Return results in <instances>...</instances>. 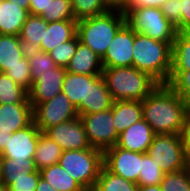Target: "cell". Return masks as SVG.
<instances>
[{
  "instance_id": "ab89813d",
  "label": "cell",
  "mask_w": 190,
  "mask_h": 191,
  "mask_svg": "<svg viewBox=\"0 0 190 191\" xmlns=\"http://www.w3.org/2000/svg\"><path fill=\"white\" fill-rule=\"evenodd\" d=\"M181 0H167L160 8L166 19L172 23L177 32H181Z\"/></svg>"
},
{
  "instance_id": "30bf717a",
  "label": "cell",
  "mask_w": 190,
  "mask_h": 191,
  "mask_svg": "<svg viewBox=\"0 0 190 191\" xmlns=\"http://www.w3.org/2000/svg\"><path fill=\"white\" fill-rule=\"evenodd\" d=\"M103 166L113 174L138 184L141 153L113 146L103 152Z\"/></svg>"
},
{
  "instance_id": "ee69618b",
  "label": "cell",
  "mask_w": 190,
  "mask_h": 191,
  "mask_svg": "<svg viewBox=\"0 0 190 191\" xmlns=\"http://www.w3.org/2000/svg\"><path fill=\"white\" fill-rule=\"evenodd\" d=\"M167 0H131L128 9H138L141 7L161 8Z\"/></svg>"
},
{
  "instance_id": "ba28073f",
  "label": "cell",
  "mask_w": 190,
  "mask_h": 191,
  "mask_svg": "<svg viewBox=\"0 0 190 191\" xmlns=\"http://www.w3.org/2000/svg\"><path fill=\"white\" fill-rule=\"evenodd\" d=\"M91 147L102 152L116 145L119 135L113 123L112 108L79 116Z\"/></svg>"
},
{
  "instance_id": "681fc988",
  "label": "cell",
  "mask_w": 190,
  "mask_h": 191,
  "mask_svg": "<svg viewBox=\"0 0 190 191\" xmlns=\"http://www.w3.org/2000/svg\"><path fill=\"white\" fill-rule=\"evenodd\" d=\"M138 191H162L160 185L138 186Z\"/></svg>"
},
{
  "instance_id": "1f68e13d",
  "label": "cell",
  "mask_w": 190,
  "mask_h": 191,
  "mask_svg": "<svg viewBox=\"0 0 190 191\" xmlns=\"http://www.w3.org/2000/svg\"><path fill=\"white\" fill-rule=\"evenodd\" d=\"M2 177L1 178H20L28 173L37 171L33 159L16 161L15 159L2 157Z\"/></svg>"
},
{
  "instance_id": "6da1fadb",
  "label": "cell",
  "mask_w": 190,
  "mask_h": 191,
  "mask_svg": "<svg viewBox=\"0 0 190 191\" xmlns=\"http://www.w3.org/2000/svg\"><path fill=\"white\" fill-rule=\"evenodd\" d=\"M141 104L155 134L183 135L190 106L168 84H158Z\"/></svg>"
},
{
  "instance_id": "52a82bcc",
  "label": "cell",
  "mask_w": 190,
  "mask_h": 191,
  "mask_svg": "<svg viewBox=\"0 0 190 191\" xmlns=\"http://www.w3.org/2000/svg\"><path fill=\"white\" fill-rule=\"evenodd\" d=\"M146 153L165 173H175L189 166L183 135L156 134Z\"/></svg>"
},
{
  "instance_id": "ac0fdd59",
  "label": "cell",
  "mask_w": 190,
  "mask_h": 191,
  "mask_svg": "<svg viewBox=\"0 0 190 191\" xmlns=\"http://www.w3.org/2000/svg\"><path fill=\"white\" fill-rule=\"evenodd\" d=\"M66 71L74 74L101 75L103 71L101 57L79 42Z\"/></svg>"
},
{
  "instance_id": "74e56055",
  "label": "cell",
  "mask_w": 190,
  "mask_h": 191,
  "mask_svg": "<svg viewBox=\"0 0 190 191\" xmlns=\"http://www.w3.org/2000/svg\"><path fill=\"white\" fill-rule=\"evenodd\" d=\"M168 85L190 106V70L171 71Z\"/></svg>"
},
{
  "instance_id": "603a6c76",
  "label": "cell",
  "mask_w": 190,
  "mask_h": 191,
  "mask_svg": "<svg viewBox=\"0 0 190 191\" xmlns=\"http://www.w3.org/2000/svg\"><path fill=\"white\" fill-rule=\"evenodd\" d=\"M113 102L102 75H97L88 83L87 114L111 109Z\"/></svg>"
},
{
  "instance_id": "5b68a950",
  "label": "cell",
  "mask_w": 190,
  "mask_h": 191,
  "mask_svg": "<svg viewBox=\"0 0 190 191\" xmlns=\"http://www.w3.org/2000/svg\"><path fill=\"white\" fill-rule=\"evenodd\" d=\"M60 166L84 189L95 187L103 166V152L93 147L65 150L59 159Z\"/></svg>"
},
{
  "instance_id": "e575fe53",
  "label": "cell",
  "mask_w": 190,
  "mask_h": 191,
  "mask_svg": "<svg viewBox=\"0 0 190 191\" xmlns=\"http://www.w3.org/2000/svg\"><path fill=\"white\" fill-rule=\"evenodd\" d=\"M42 18L48 23L63 20H76L72 10L71 0H52Z\"/></svg>"
},
{
  "instance_id": "2e32d148",
  "label": "cell",
  "mask_w": 190,
  "mask_h": 191,
  "mask_svg": "<svg viewBox=\"0 0 190 191\" xmlns=\"http://www.w3.org/2000/svg\"><path fill=\"white\" fill-rule=\"evenodd\" d=\"M97 75L74 74L66 72L62 93H64L70 102L76 107L78 116L87 114V93L88 83Z\"/></svg>"
},
{
  "instance_id": "c3c4849f",
  "label": "cell",
  "mask_w": 190,
  "mask_h": 191,
  "mask_svg": "<svg viewBox=\"0 0 190 191\" xmlns=\"http://www.w3.org/2000/svg\"><path fill=\"white\" fill-rule=\"evenodd\" d=\"M11 3L19 5L21 8H24L29 11L30 0H8Z\"/></svg>"
},
{
  "instance_id": "d6986e66",
  "label": "cell",
  "mask_w": 190,
  "mask_h": 191,
  "mask_svg": "<svg viewBox=\"0 0 190 191\" xmlns=\"http://www.w3.org/2000/svg\"><path fill=\"white\" fill-rule=\"evenodd\" d=\"M77 34V20H63L48 23L44 30L39 50L49 53L61 43L71 40Z\"/></svg>"
},
{
  "instance_id": "277c9868",
  "label": "cell",
  "mask_w": 190,
  "mask_h": 191,
  "mask_svg": "<svg viewBox=\"0 0 190 191\" xmlns=\"http://www.w3.org/2000/svg\"><path fill=\"white\" fill-rule=\"evenodd\" d=\"M126 23L125 14L107 12L77 21L79 41L103 57L118 30Z\"/></svg>"
},
{
  "instance_id": "7402d4cb",
  "label": "cell",
  "mask_w": 190,
  "mask_h": 191,
  "mask_svg": "<svg viewBox=\"0 0 190 191\" xmlns=\"http://www.w3.org/2000/svg\"><path fill=\"white\" fill-rule=\"evenodd\" d=\"M26 53L19 36L0 34V72L6 73L10 67L23 64Z\"/></svg>"
},
{
  "instance_id": "f35d334b",
  "label": "cell",
  "mask_w": 190,
  "mask_h": 191,
  "mask_svg": "<svg viewBox=\"0 0 190 191\" xmlns=\"http://www.w3.org/2000/svg\"><path fill=\"white\" fill-rule=\"evenodd\" d=\"M6 74L18 85L29 91L32 87L31 67L27 54L23 57V64L10 67Z\"/></svg>"
},
{
  "instance_id": "f546056e",
  "label": "cell",
  "mask_w": 190,
  "mask_h": 191,
  "mask_svg": "<svg viewBox=\"0 0 190 191\" xmlns=\"http://www.w3.org/2000/svg\"><path fill=\"white\" fill-rule=\"evenodd\" d=\"M165 172L157 166L147 153H141V170L139 172L138 186L159 185Z\"/></svg>"
},
{
  "instance_id": "484cf974",
  "label": "cell",
  "mask_w": 190,
  "mask_h": 191,
  "mask_svg": "<svg viewBox=\"0 0 190 191\" xmlns=\"http://www.w3.org/2000/svg\"><path fill=\"white\" fill-rule=\"evenodd\" d=\"M40 175L57 191H84V188L59 163L41 169Z\"/></svg>"
},
{
  "instance_id": "9a60e30c",
  "label": "cell",
  "mask_w": 190,
  "mask_h": 191,
  "mask_svg": "<svg viewBox=\"0 0 190 191\" xmlns=\"http://www.w3.org/2000/svg\"><path fill=\"white\" fill-rule=\"evenodd\" d=\"M155 135L151 126L141 119L119 135L116 146L132 152L146 153Z\"/></svg>"
},
{
  "instance_id": "4316f807",
  "label": "cell",
  "mask_w": 190,
  "mask_h": 191,
  "mask_svg": "<svg viewBox=\"0 0 190 191\" xmlns=\"http://www.w3.org/2000/svg\"><path fill=\"white\" fill-rule=\"evenodd\" d=\"M190 70V31L177 32L172 45L171 71Z\"/></svg>"
},
{
  "instance_id": "8992f818",
  "label": "cell",
  "mask_w": 190,
  "mask_h": 191,
  "mask_svg": "<svg viewBox=\"0 0 190 191\" xmlns=\"http://www.w3.org/2000/svg\"><path fill=\"white\" fill-rule=\"evenodd\" d=\"M125 17L126 23L136 33L173 45L177 34L176 27L166 19L160 8L128 9Z\"/></svg>"
},
{
  "instance_id": "7a4b0ae2",
  "label": "cell",
  "mask_w": 190,
  "mask_h": 191,
  "mask_svg": "<svg viewBox=\"0 0 190 191\" xmlns=\"http://www.w3.org/2000/svg\"><path fill=\"white\" fill-rule=\"evenodd\" d=\"M101 75L114 101H142L159 84L134 66L103 67Z\"/></svg>"
},
{
  "instance_id": "d590c367",
  "label": "cell",
  "mask_w": 190,
  "mask_h": 191,
  "mask_svg": "<svg viewBox=\"0 0 190 191\" xmlns=\"http://www.w3.org/2000/svg\"><path fill=\"white\" fill-rule=\"evenodd\" d=\"M79 42V38L76 34L71 40L61 43L58 47L53 48V50L49 52V55L57 66L66 68L70 63L72 56L75 54Z\"/></svg>"
},
{
  "instance_id": "f907efd6",
  "label": "cell",
  "mask_w": 190,
  "mask_h": 191,
  "mask_svg": "<svg viewBox=\"0 0 190 191\" xmlns=\"http://www.w3.org/2000/svg\"><path fill=\"white\" fill-rule=\"evenodd\" d=\"M0 191H8L7 186L0 181Z\"/></svg>"
},
{
  "instance_id": "816d5d0a",
  "label": "cell",
  "mask_w": 190,
  "mask_h": 191,
  "mask_svg": "<svg viewBox=\"0 0 190 191\" xmlns=\"http://www.w3.org/2000/svg\"><path fill=\"white\" fill-rule=\"evenodd\" d=\"M84 191H99V190L96 189L95 187H89L87 189H84Z\"/></svg>"
},
{
  "instance_id": "83f0119b",
  "label": "cell",
  "mask_w": 190,
  "mask_h": 191,
  "mask_svg": "<svg viewBox=\"0 0 190 191\" xmlns=\"http://www.w3.org/2000/svg\"><path fill=\"white\" fill-rule=\"evenodd\" d=\"M30 103L28 91L0 72V104Z\"/></svg>"
},
{
  "instance_id": "8d00e7d4",
  "label": "cell",
  "mask_w": 190,
  "mask_h": 191,
  "mask_svg": "<svg viewBox=\"0 0 190 191\" xmlns=\"http://www.w3.org/2000/svg\"><path fill=\"white\" fill-rule=\"evenodd\" d=\"M40 177V171L37 170L20 178H1V182L7 186L8 191H36Z\"/></svg>"
},
{
  "instance_id": "7dc6e473",
  "label": "cell",
  "mask_w": 190,
  "mask_h": 191,
  "mask_svg": "<svg viewBox=\"0 0 190 191\" xmlns=\"http://www.w3.org/2000/svg\"><path fill=\"white\" fill-rule=\"evenodd\" d=\"M36 191H57V190L54 187H52L47 181H45L40 177L36 187Z\"/></svg>"
},
{
  "instance_id": "ffe728a7",
  "label": "cell",
  "mask_w": 190,
  "mask_h": 191,
  "mask_svg": "<svg viewBox=\"0 0 190 191\" xmlns=\"http://www.w3.org/2000/svg\"><path fill=\"white\" fill-rule=\"evenodd\" d=\"M113 123L120 135L129 126L143 119L141 101H114L112 105Z\"/></svg>"
},
{
  "instance_id": "3957f363",
  "label": "cell",
  "mask_w": 190,
  "mask_h": 191,
  "mask_svg": "<svg viewBox=\"0 0 190 191\" xmlns=\"http://www.w3.org/2000/svg\"><path fill=\"white\" fill-rule=\"evenodd\" d=\"M133 66L148 73L159 84H168L172 69V46L135 32Z\"/></svg>"
},
{
  "instance_id": "5bb4252c",
  "label": "cell",
  "mask_w": 190,
  "mask_h": 191,
  "mask_svg": "<svg viewBox=\"0 0 190 191\" xmlns=\"http://www.w3.org/2000/svg\"><path fill=\"white\" fill-rule=\"evenodd\" d=\"M66 72V68L57 66L52 71L40 74L28 91V100L31 105H38L62 93Z\"/></svg>"
},
{
  "instance_id": "d4e9b609",
  "label": "cell",
  "mask_w": 190,
  "mask_h": 191,
  "mask_svg": "<svg viewBox=\"0 0 190 191\" xmlns=\"http://www.w3.org/2000/svg\"><path fill=\"white\" fill-rule=\"evenodd\" d=\"M61 147L43 132H40L33 161L37 170L57 164L62 155Z\"/></svg>"
},
{
  "instance_id": "d6a6232c",
  "label": "cell",
  "mask_w": 190,
  "mask_h": 191,
  "mask_svg": "<svg viewBox=\"0 0 190 191\" xmlns=\"http://www.w3.org/2000/svg\"><path fill=\"white\" fill-rule=\"evenodd\" d=\"M159 185L162 191H190V166L175 173H165Z\"/></svg>"
},
{
  "instance_id": "44dd1931",
  "label": "cell",
  "mask_w": 190,
  "mask_h": 191,
  "mask_svg": "<svg viewBox=\"0 0 190 191\" xmlns=\"http://www.w3.org/2000/svg\"><path fill=\"white\" fill-rule=\"evenodd\" d=\"M28 15V10L8 0H2L0 3V34L19 36Z\"/></svg>"
},
{
  "instance_id": "4fadbf2b",
  "label": "cell",
  "mask_w": 190,
  "mask_h": 191,
  "mask_svg": "<svg viewBox=\"0 0 190 191\" xmlns=\"http://www.w3.org/2000/svg\"><path fill=\"white\" fill-rule=\"evenodd\" d=\"M39 135L40 130L34 122L23 129L13 132L6 147L0 153L1 157L15 159L16 161L33 159Z\"/></svg>"
},
{
  "instance_id": "7bdbcfd3",
  "label": "cell",
  "mask_w": 190,
  "mask_h": 191,
  "mask_svg": "<svg viewBox=\"0 0 190 191\" xmlns=\"http://www.w3.org/2000/svg\"><path fill=\"white\" fill-rule=\"evenodd\" d=\"M52 0H30L29 14L43 16Z\"/></svg>"
},
{
  "instance_id": "cb8c5ba5",
  "label": "cell",
  "mask_w": 190,
  "mask_h": 191,
  "mask_svg": "<svg viewBox=\"0 0 190 191\" xmlns=\"http://www.w3.org/2000/svg\"><path fill=\"white\" fill-rule=\"evenodd\" d=\"M47 26L48 22L42 16L28 15L19 34V38L27 52L39 49L41 40H43L44 30Z\"/></svg>"
},
{
  "instance_id": "f1b7e54d",
  "label": "cell",
  "mask_w": 190,
  "mask_h": 191,
  "mask_svg": "<svg viewBox=\"0 0 190 191\" xmlns=\"http://www.w3.org/2000/svg\"><path fill=\"white\" fill-rule=\"evenodd\" d=\"M95 188L99 191H138V184L113 174L102 166Z\"/></svg>"
},
{
  "instance_id": "60d3db41",
  "label": "cell",
  "mask_w": 190,
  "mask_h": 191,
  "mask_svg": "<svg viewBox=\"0 0 190 191\" xmlns=\"http://www.w3.org/2000/svg\"><path fill=\"white\" fill-rule=\"evenodd\" d=\"M108 12H120L125 14L129 8L131 0H102Z\"/></svg>"
},
{
  "instance_id": "4dcf8cb0",
  "label": "cell",
  "mask_w": 190,
  "mask_h": 191,
  "mask_svg": "<svg viewBox=\"0 0 190 191\" xmlns=\"http://www.w3.org/2000/svg\"><path fill=\"white\" fill-rule=\"evenodd\" d=\"M26 54L31 67L32 82L40 77V74L46 71H52L55 67H57L49 53L42 50H32L28 51Z\"/></svg>"
},
{
  "instance_id": "bcb514c9",
  "label": "cell",
  "mask_w": 190,
  "mask_h": 191,
  "mask_svg": "<svg viewBox=\"0 0 190 191\" xmlns=\"http://www.w3.org/2000/svg\"><path fill=\"white\" fill-rule=\"evenodd\" d=\"M11 135H12L11 131L0 130V153L6 147V144L9 141V138L11 137Z\"/></svg>"
},
{
  "instance_id": "f5cc1de1",
  "label": "cell",
  "mask_w": 190,
  "mask_h": 191,
  "mask_svg": "<svg viewBox=\"0 0 190 191\" xmlns=\"http://www.w3.org/2000/svg\"><path fill=\"white\" fill-rule=\"evenodd\" d=\"M1 167H2V157L0 155V181H1V177H2Z\"/></svg>"
},
{
  "instance_id": "836d02e7",
  "label": "cell",
  "mask_w": 190,
  "mask_h": 191,
  "mask_svg": "<svg viewBox=\"0 0 190 191\" xmlns=\"http://www.w3.org/2000/svg\"><path fill=\"white\" fill-rule=\"evenodd\" d=\"M71 3L73 14L77 21L108 12L102 0H71Z\"/></svg>"
},
{
  "instance_id": "b9f144b4",
  "label": "cell",
  "mask_w": 190,
  "mask_h": 191,
  "mask_svg": "<svg viewBox=\"0 0 190 191\" xmlns=\"http://www.w3.org/2000/svg\"><path fill=\"white\" fill-rule=\"evenodd\" d=\"M181 32L190 31V0H181Z\"/></svg>"
},
{
  "instance_id": "e0dca14e",
  "label": "cell",
  "mask_w": 190,
  "mask_h": 191,
  "mask_svg": "<svg viewBox=\"0 0 190 191\" xmlns=\"http://www.w3.org/2000/svg\"><path fill=\"white\" fill-rule=\"evenodd\" d=\"M33 122L31 103L0 104V130L12 133Z\"/></svg>"
},
{
  "instance_id": "8fae6325",
  "label": "cell",
  "mask_w": 190,
  "mask_h": 191,
  "mask_svg": "<svg viewBox=\"0 0 190 191\" xmlns=\"http://www.w3.org/2000/svg\"><path fill=\"white\" fill-rule=\"evenodd\" d=\"M135 31L125 23L115 34L105 55L101 58L103 67L133 66V44Z\"/></svg>"
},
{
  "instance_id": "7c38bea8",
  "label": "cell",
  "mask_w": 190,
  "mask_h": 191,
  "mask_svg": "<svg viewBox=\"0 0 190 191\" xmlns=\"http://www.w3.org/2000/svg\"><path fill=\"white\" fill-rule=\"evenodd\" d=\"M54 140L63 151L90 148L83 121L78 116L67 122L51 126L43 132Z\"/></svg>"
},
{
  "instance_id": "9c48e42d",
  "label": "cell",
  "mask_w": 190,
  "mask_h": 191,
  "mask_svg": "<svg viewBox=\"0 0 190 191\" xmlns=\"http://www.w3.org/2000/svg\"><path fill=\"white\" fill-rule=\"evenodd\" d=\"M32 107L33 122L40 132L78 117L76 107L64 93H59L52 99Z\"/></svg>"
},
{
  "instance_id": "f6af8a7d",
  "label": "cell",
  "mask_w": 190,
  "mask_h": 191,
  "mask_svg": "<svg viewBox=\"0 0 190 191\" xmlns=\"http://www.w3.org/2000/svg\"><path fill=\"white\" fill-rule=\"evenodd\" d=\"M183 137L185 142L186 157H187L188 165L190 166V112L186 119Z\"/></svg>"
}]
</instances>
